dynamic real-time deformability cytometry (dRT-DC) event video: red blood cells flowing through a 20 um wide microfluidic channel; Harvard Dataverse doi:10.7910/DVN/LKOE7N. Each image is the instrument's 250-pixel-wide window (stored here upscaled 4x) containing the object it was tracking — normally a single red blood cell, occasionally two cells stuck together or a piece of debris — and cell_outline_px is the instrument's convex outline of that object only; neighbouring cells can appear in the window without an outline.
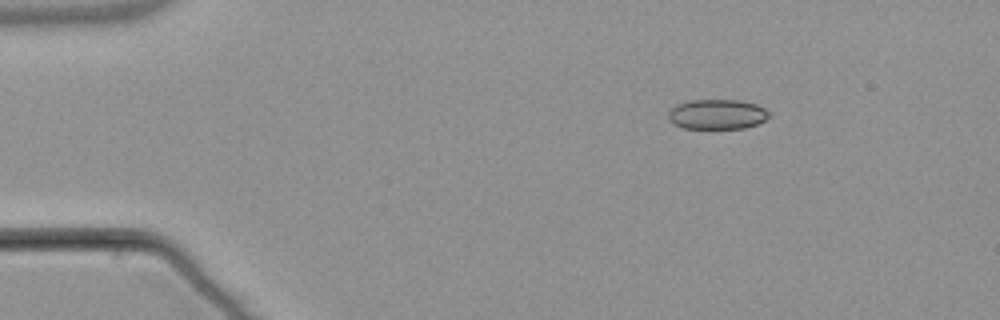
{"species": "common noctule bat (a hibernating species)", "species_latin": "Nyctalus noctula", "temperature_condition": "warm", "stored_images_in_passage": 48, "camera_frame_rate_fps": 3000, "um_per_image_px": 0.085, "animal": {"sex": "male", "body_mass_g": 21.5, "forearm_length_mm": 52.0}, "frame": {"image": 1, "passage_image": 2, "time_ms": 0.333, "image_size_px": [1000, 320], "cell_outline_px": [[772, 116], [756, 124], [744, 128], [680, 128], [672, 124], [668, 116], [668, 112], [676, 104], [688, 100], [740, 100], [756, 104], [764, 108]], "centroid_in_image_um": [60.93, 9.71], "position_along_channel_um": 24.1, "area_um2": 17.69}}
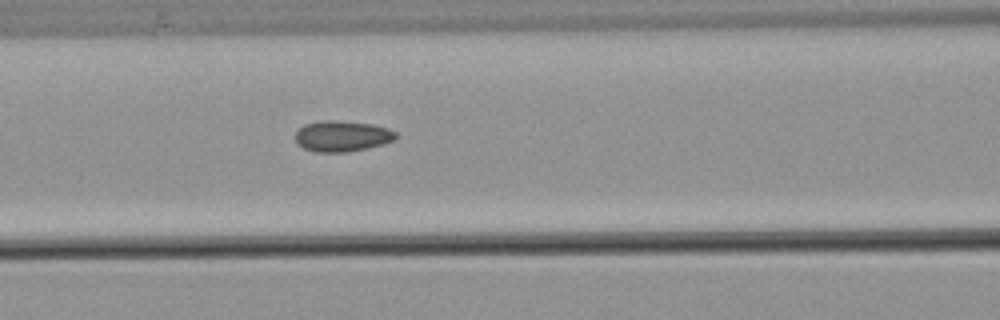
{"frame": {"image": 2, "passage_image": 17, "time_ms": 5.333, "image_size_px": [1000, 320], "cell_outline_px": [[396, 136], [392, 140], [384, 144], [368, 148], [348, 152], [316, 152], [304, 148], [296, 144], [296, 132], [304, 124], [320, 120], [336, 120], [372, 124], [388, 128], [396, 132]], "centroid_in_image_um": [29.06, 11.57], "position_along_channel_um": 137.5, "area_um2": 18.15}}
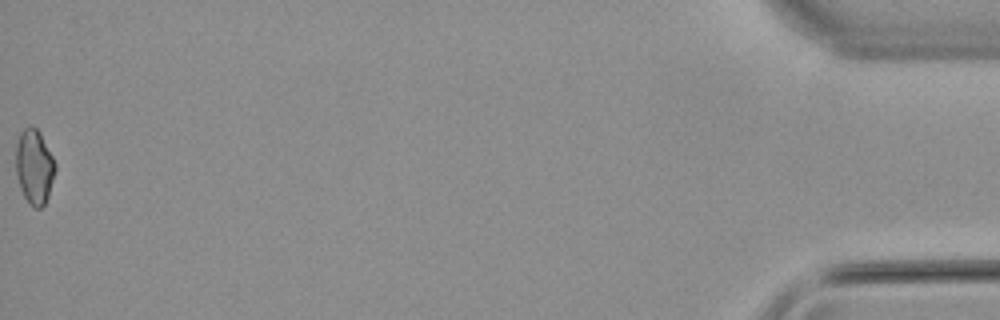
{"frame": {"image": 3, "passage_image": 48, "time_ms": 15.667, "image_size_px": [1000, 320], "cell_outline_px": [[56, 168], [48, 196], [44, 204], [40, 208], [36, 208], [28, 204], [20, 188], [16, 176], [16, 144], [20, 132], [24, 128], [36, 128], [40, 132], [56, 164]], "centroid_in_image_um": [2.9, 14.19], "position_along_channel_um": 432.3, "area_um2": 17.05}, "authors_computed_cell_mechanics": {"area_um2": 17.5134, "velocity_mm_per_s": 3.8288, "shape_relaxation_time_tau1_ms": null, "shape_relaxation_time_tau2_ms": 2.6267, "deformation_change_tau1": null, "deformation_change_tau2": 0.0747}}